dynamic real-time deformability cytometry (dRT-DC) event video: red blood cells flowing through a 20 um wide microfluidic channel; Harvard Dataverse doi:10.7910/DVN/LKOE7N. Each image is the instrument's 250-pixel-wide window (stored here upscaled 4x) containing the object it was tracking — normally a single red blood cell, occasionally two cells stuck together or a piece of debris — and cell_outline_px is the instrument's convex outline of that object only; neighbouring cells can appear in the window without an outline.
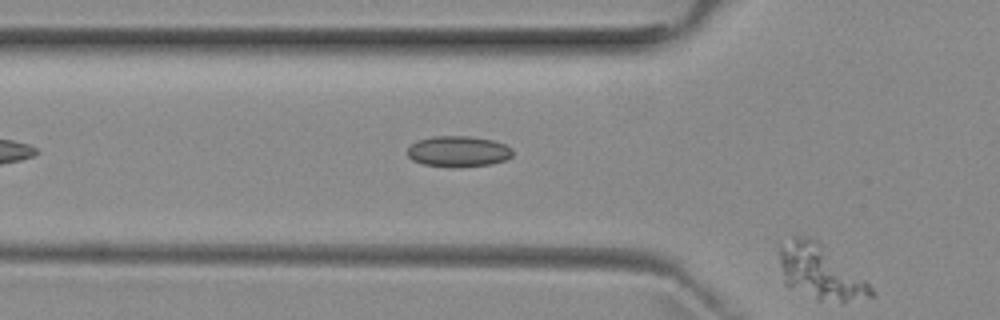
{"species": "common noctule bat (a hibernating species)", "species_latin": "Nyctalus noctula", "temperature_condition": "room temperature", "stored_images_in_passage": 8, "segment_of_instrument_passage": [2, 2], "camera_frame_rate_fps": 3000, "um_per_image_px": 0.085, "animal": {"sex": "female", "body_mass_g": 29.2, "forearm_length_mm": 56.3}, "frame": {"image": 1, "passage_image": 8, "time_ms": 2.333, "image_size_px": [1000, 320], "cell_outline_px": [[876, 296], [844, 304], [816, 300], [784, 284], [780, 264], [780, 248], [792, 236], [812, 236], [864, 280], [876, 292]], "centroid_in_image_um": [69.74, 23.19], "position_along_channel_um": 56.1, "area_um2": 29.07}}